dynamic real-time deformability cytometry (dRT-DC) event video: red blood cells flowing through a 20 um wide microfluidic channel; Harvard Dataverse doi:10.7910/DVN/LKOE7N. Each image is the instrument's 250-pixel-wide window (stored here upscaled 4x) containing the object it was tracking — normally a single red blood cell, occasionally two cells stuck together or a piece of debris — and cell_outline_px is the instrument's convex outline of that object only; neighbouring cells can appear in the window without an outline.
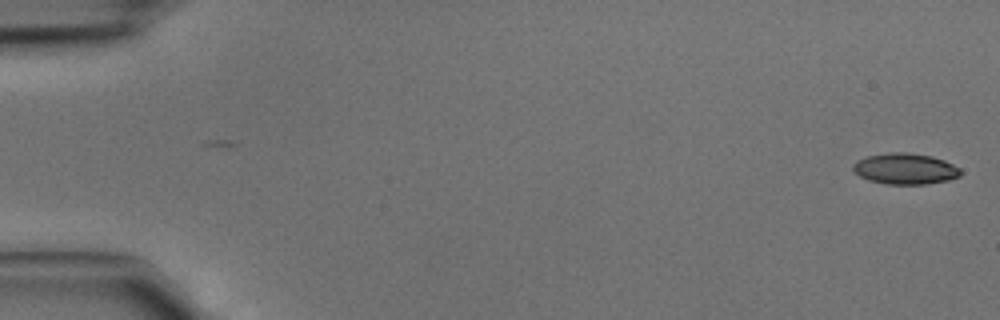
{"species": "common noctule bat (a hibernating species)", "species_latin": "Nyctalus noctula", "temperature_condition": "cold", "stored_images_in_passage": 45, "camera_frame_rate_fps": 3000, "um_per_image_px": 0.085, "animal": {"sex": "male", "body_mass_g": 15.6}, "frame": {"image": 1, "passage_image": 1, "time_ms": 0.0, "image_size_px": [1000, 320], "cell_outline_px": [[960, 176], [948, 180], [924, 184], [888, 184], [868, 180], [860, 176], [852, 168], [852, 164], [856, 160], [868, 156], [888, 152], [904, 152], [932, 156], [944, 160], [960, 168]], "centroid_in_image_um": [76.92, 14.34], "position_along_channel_um": 8.1, "area_um2": 19.36}}
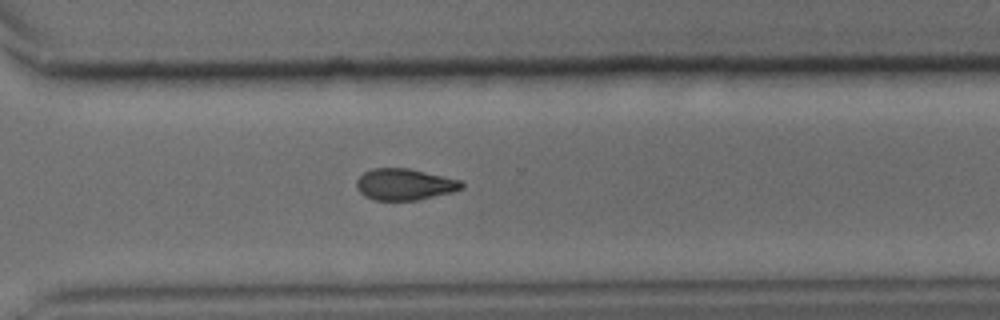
{"frame": {"image": 2, "passage_image": 33, "time_ms": 10.667, "image_size_px": [1000, 320], "cell_outline_px": [[464, 188], [452, 192], [416, 200], [372, 200], [364, 196], [356, 188], [356, 180], [364, 172], [372, 168], [408, 168], [460, 180], [464, 184]], "centroid_in_image_um": [34.36, 15.67], "position_along_channel_um": 336.2, "area_um2": 19.25}}
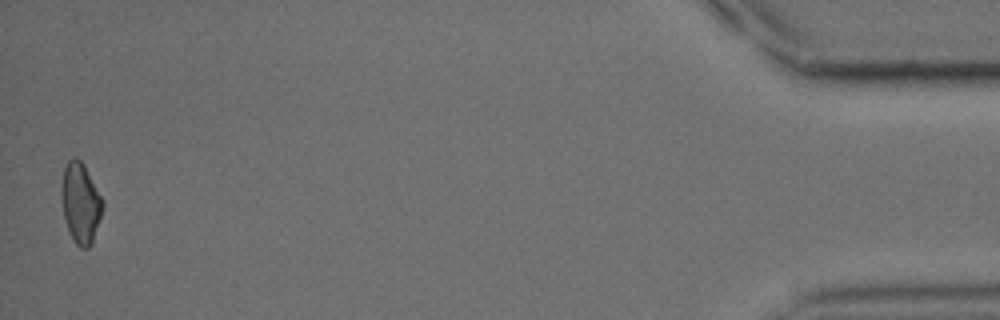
{"frame": {"image": 3, "passage_image": 45, "time_ms": 14.667, "image_size_px": [1000, 320], "cell_outline_px": [[104, 204], [92, 244], [88, 248], [80, 248], [72, 240], [64, 216], [60, 196], [60, 188], [64, 168], [68, 160], [80, 160], [84, 164], [104, 200]], "centroid_in_image_um": [6.85, 17.27], "position_along_channel_um": 428.4, "area_um2": 19.36}}